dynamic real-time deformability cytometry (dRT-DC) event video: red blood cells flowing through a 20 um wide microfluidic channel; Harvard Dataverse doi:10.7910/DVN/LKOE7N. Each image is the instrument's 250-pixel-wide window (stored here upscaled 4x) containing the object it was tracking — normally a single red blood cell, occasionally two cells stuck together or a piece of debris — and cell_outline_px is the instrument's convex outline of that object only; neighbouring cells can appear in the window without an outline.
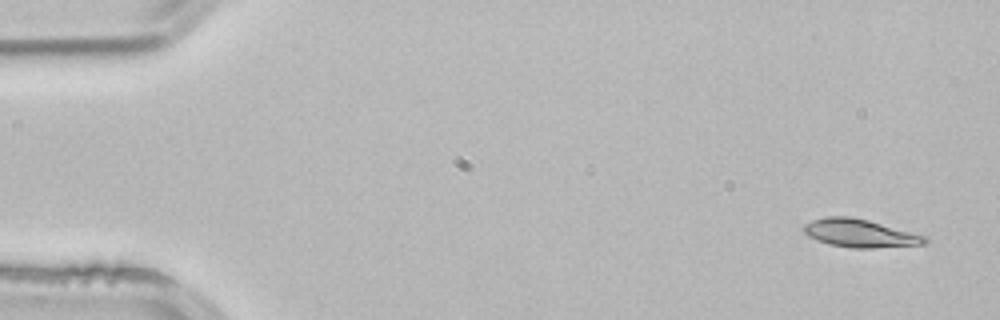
{"species": "common noctule bat (a hibernating species)", "species_latin": "Nyctalus noctula", "temperature_condition": "room temperature", "stored_images_in_passage": 3, "camera_frame_rate_fps": 3000, "um_per_image_px": 0.085, "animal": {"sex": "male", "body_mass_g": 21.5, "forearm_length_mm": 52.0}, "frame": {"image": 1, "passage_image": 1, "time_ms": 0.0, "image_size_px": [1000, 320], "cell_outline_px": [[928, 240], [924, 244], [872, 248], [852, 248], [828, 244], [816, 240], [808, 236], [800, 228], [804, 224], [812, 220], [824, 216], [848, 216], [868, 220], [928, 236]], "centroid_in_image_um": [73.06, 19.82], "position_along_channel_um": 11.9, "area_um2": 20.0}}